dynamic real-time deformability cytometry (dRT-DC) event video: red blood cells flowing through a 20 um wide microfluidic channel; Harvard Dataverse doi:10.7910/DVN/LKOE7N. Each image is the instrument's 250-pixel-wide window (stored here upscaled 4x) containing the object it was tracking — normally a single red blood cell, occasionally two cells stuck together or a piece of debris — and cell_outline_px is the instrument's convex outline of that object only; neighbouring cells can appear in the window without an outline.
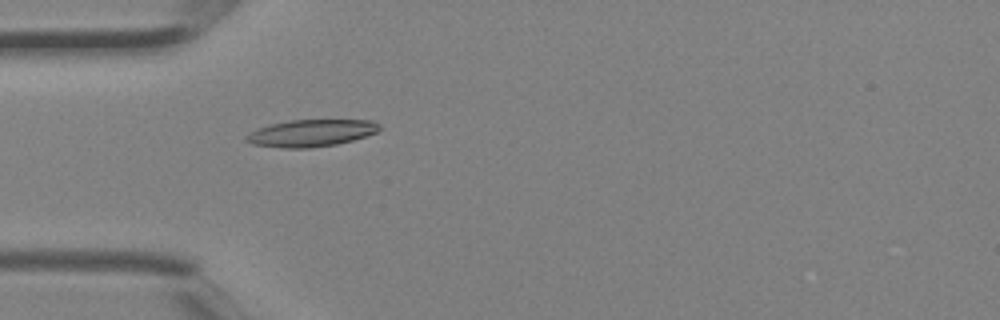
{"species": "Egyptian fruit bat (a non-hibernating species)", "species_latin": "Rousettus aegyptiacus", "temperature_condition": "room temperature", "stored_images_in_passage": 1, "camera_frame_rate_fps": 3000, "um_per_image_px": 0.085, "animal": {"sex": "female"}, "frame": {"image": 1, "passage_image": 1, "time_ms": 0.0, "image_size_px": [1000, 320], "cell_outline_px": [[380, 128], [376, 132], [352, 140], [336, 144], [308, 148], [284, 148], [252, 144], [244, 140], [244, 136], [260, 128], [272, 124], [292, 120], [372, 120], [380, 124]], "centroid_in_image_um": [26.45, 11.31], "position_along_channel_um": 58.6, "area_um2": 20.69}}